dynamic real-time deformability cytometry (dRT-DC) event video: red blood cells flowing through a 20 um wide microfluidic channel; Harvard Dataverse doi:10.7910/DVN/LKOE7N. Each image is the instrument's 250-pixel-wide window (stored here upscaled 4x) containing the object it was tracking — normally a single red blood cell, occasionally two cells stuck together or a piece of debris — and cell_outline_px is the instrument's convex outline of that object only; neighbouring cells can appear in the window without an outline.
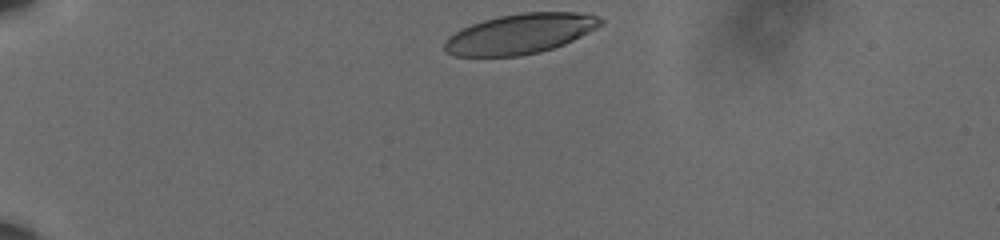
{"species": "human", "species_latin": "Homo sapiens", "temperature_condition": "cold", "stored_images_in_passage": 37, "camera_frame_rate_fps": 3000, "um_per_image_px": 0.085, "donor": {"sex": "male"}, "frame": {"image": 1, "passage_image": 1, "time_ms": 0.0, "image_size_px": [1000, 240], "cell_outline_px": [[604, 24], [564, 44], [540, 52], [520, 56], [456, 56], [448, 52], [444, 48], [444, 40], [448, 36], [460, 28], [484, 20], [500, 16], [520, 12], [576, 12], [596, 16], [604, 20]], "centroid_in_image_um": [44.19, 2.87], "position_along_channel_um": 40.8, "area_um2": 36.36}}
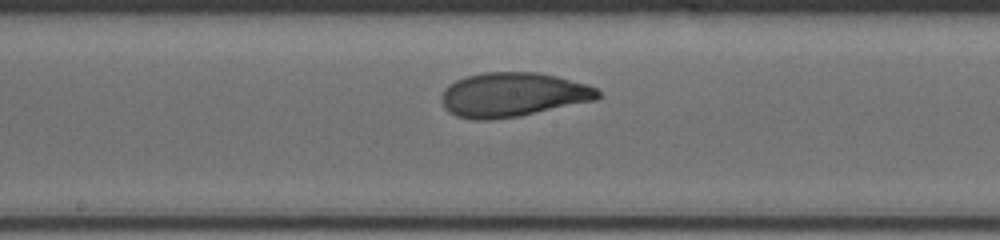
{"frame": {"image": 2, "passage_image": 20, "time_ms": 6.333, "image_size_px": [1000, 240], "cell_outline_px": [[600, 96], [596, 100], [520, 116], [488, 120], [472, 120], [456, 116], [448, 112], [444, 108], [440, 100], [440, 96], [444, 88], [448, 84], [464, 76], [484, 72], [536, 72], [556, 76], [584, 84], [596, 88], [600, 92]], "centroid_in_image_um": [43.52, 8.05], "position_along_channel_um": 204.7, "area_um2": 40.63}}
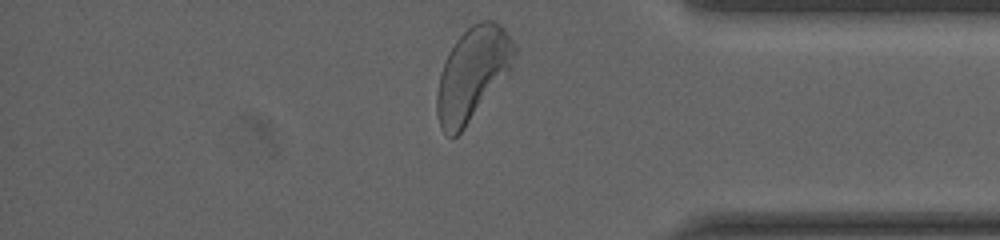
{"frame": {"image": 3, "passage_image": 37, "time_ms": 12.0, "image_size_px": [1000, 240], "cell_outline_px": [[516, 52], [508, 72], [464, 128], [456, 136], [448, 136], [440, 128], [436, 112], [436, 96], [440, 72], [448, 52], [456, 40], [472, 24], [480, 20], [492, 20], [500, 24], [504, 28], [516, 44]], "centroid_in_image_um": [40.14, 6.24], "position_along_channel_um": 395.1, "area_um2": 41.44}, "authors_computed_cell_mechanics": {"area_um2": 39.6508, "velocity_mm_per_s": 3.5744, "shape_relaxation_time_tau1_ms": 2.8886, "shape_relaxation_time_tau2_ms": 1.2169, "deformation_change_tau1": 0.1583, "deformation_change_tau2": 0.0682}}